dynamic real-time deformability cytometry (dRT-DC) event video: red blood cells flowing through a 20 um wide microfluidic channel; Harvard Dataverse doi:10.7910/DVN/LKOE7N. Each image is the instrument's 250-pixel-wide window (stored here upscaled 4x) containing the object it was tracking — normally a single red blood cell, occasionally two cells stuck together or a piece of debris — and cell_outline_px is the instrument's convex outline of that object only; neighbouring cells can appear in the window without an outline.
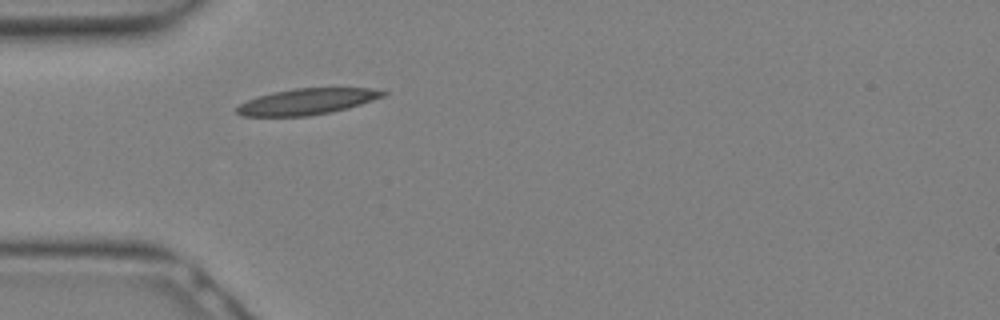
{"species": "Egyptian fruit bat (a non-hibernating species)", "species_latin": "Rousettus aegyptiacus", "temperature_condition": "warm", "stored_images_in_passage": 3, "camera_frame_rate_fps": 3000, "um_per_image_px": 0.085, "animal": {"sex": "female"}, "frame": {"image": 1, "passage_image": 1, "time_ms": 0.0, "image_size_px": [1000, 320], "cell_outline_px": [[388, 92], [384, 96], [348, 108], [332, 112], [308, 116], [240, 116], [236, 112], [236, 108], [240, 104], [248, 100], [272, 92], [292, 88], [372, 88]], "centroid_in_image_um": [26.09, 8.63], "position_along_channel_um": 58.9, "area_um2": 22.14}}
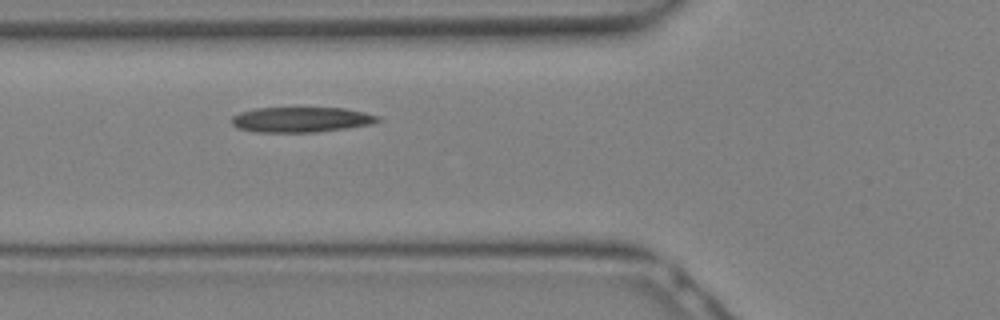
{"frame": {"image": 2, "passage_image": 3, "time_ms": 0.667, "image_size_px": [1000, 320], "cell_outline_px": [[380, 120], [372, 124], [348, 128], [316, 132], [252, 132], [236, 128], [232, 124], [232, 116], [240, 112], [256, 108], [344, 108], [364, 112], [380, 116]], "centroid_in_image_um": [25.59, 10.17], "position_along_channel_um": 100.2, "area_um2": 21.62}}